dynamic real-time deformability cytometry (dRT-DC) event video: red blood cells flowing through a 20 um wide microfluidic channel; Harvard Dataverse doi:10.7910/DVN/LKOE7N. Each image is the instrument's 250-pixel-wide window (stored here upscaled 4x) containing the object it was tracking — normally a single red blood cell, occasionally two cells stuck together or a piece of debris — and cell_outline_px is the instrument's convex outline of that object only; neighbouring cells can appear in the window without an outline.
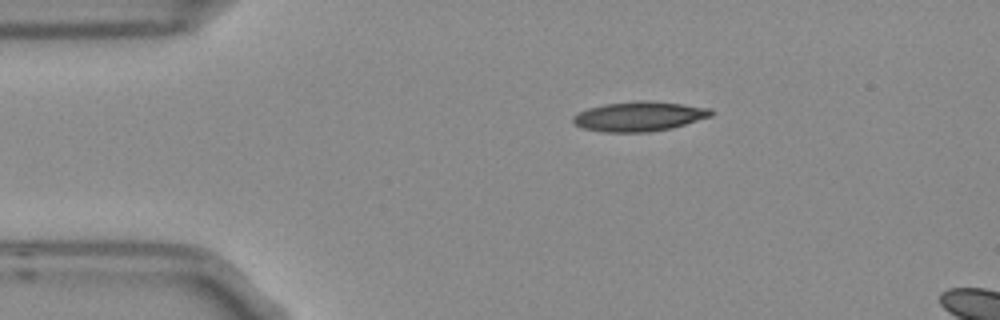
{"species": "Egyptian fruit bat (a non-hibernating species)", "species_latin": "Rousettus aegyptiacus", "temperature_condition": "room temperature", "stored_images_in_passage": 3, "camera_frame_rate_fps": 3000, "um_per_image_px": 0.085, "frame": {"image": 1, "passage_image": 1, "time_ms": 0.0, "image_size_px": [1000, 320], "cell_outline_px": [[712, 116], [672, 128], [648, 132], [604, 132], [584, 128], [576, 124], [572, 120], [572, 116], [576, 112], [588, 108], [604, 104], [680, 104], [712, 108]], "centroid_in_image_um": [54.3, 9.95], "position_along_channel_um": 30.7, "area_um2": 22.66}}